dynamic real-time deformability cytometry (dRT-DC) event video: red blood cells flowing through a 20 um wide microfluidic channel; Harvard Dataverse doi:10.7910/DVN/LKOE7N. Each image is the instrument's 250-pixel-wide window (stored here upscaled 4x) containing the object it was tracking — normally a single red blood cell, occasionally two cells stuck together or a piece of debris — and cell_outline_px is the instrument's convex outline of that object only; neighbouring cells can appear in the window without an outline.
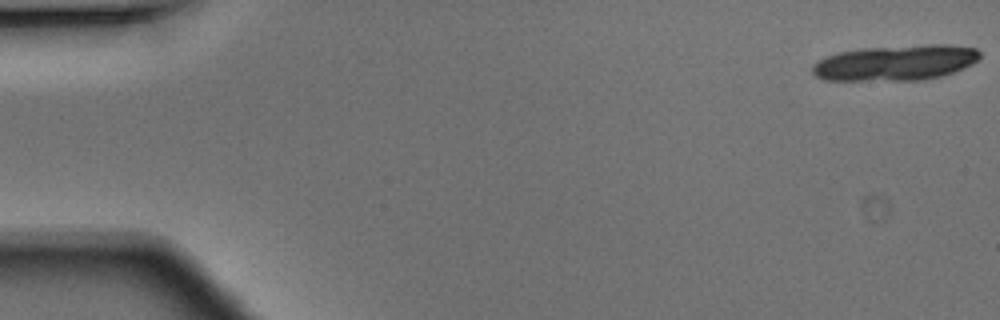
{"species": "Egyptian fruit bat (a non-hibernating species)", "species_latin": "Rousettus aegyptiacus", "temperature_condition": "warm", "stored_images_in_passage": 10, "camera_frame_rate_fps": 3000, "um_per_image_px": 0.085, "animal": {"sex": "male"}, "frame": {"image": 1, "passage_image": 1, "time_ms": 0.0, "image_size_px": [1000, 320], "cell_outline_px": [[980, 56], [972, 64], [952, 72], [940, 76], [924, 80], [824, 80], [816, 76], [812, 72], [812, 64], [828, 56], [840, 52], [860, 48], [928, 44], [948, 44], [976, 48], [980, 52]], "centroid_in_image_um": [76.12, 5.32], "position_along_channel_um": 8.9, "area_um2": 34.62}}